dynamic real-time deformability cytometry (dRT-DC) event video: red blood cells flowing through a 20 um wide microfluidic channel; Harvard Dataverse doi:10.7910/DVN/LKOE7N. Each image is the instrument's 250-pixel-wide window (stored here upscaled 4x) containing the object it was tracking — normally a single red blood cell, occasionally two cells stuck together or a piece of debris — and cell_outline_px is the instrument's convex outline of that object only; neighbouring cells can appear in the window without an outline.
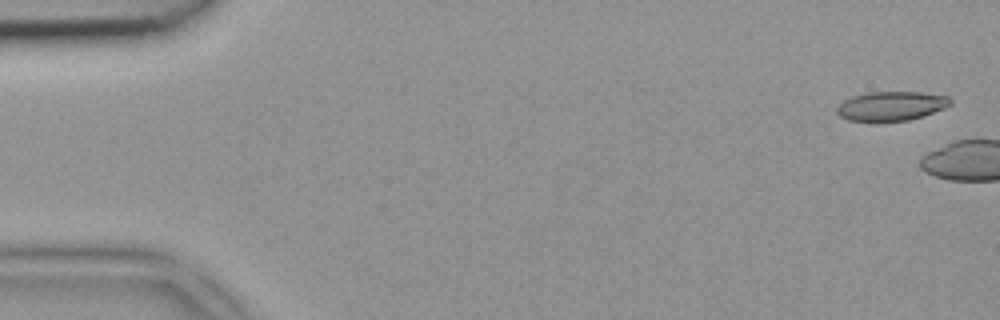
{"species": "common noctule bat (a hibernating species)", "species_latin": "Nyctalus noctula", "temperature_condition": "room temperature", "stored_images_in_passage": 4, "camera_frame_rate_fps": 3000, "um_per_image_px": 0.085, "animal": {"sex": "female", "body_mass_g": 18.4}, "frame": {"image": 1, "passage_image": 1, "time_ms": 0.0, "image_size_px": [1000, 320], "cell_outline_px": [[952, 104], [944, 108], [924, 116], [908, 120], [848, 120], [840, 116], [836, 112], [836, 108], [844, 100], [852, 96], [868, 92], [920, 92], [948, 96], [952, 100]], "centroid_in_image_um": [75.78, 8.99], "position_along_channel_um": 9.2, "area_um2": 19.13}}